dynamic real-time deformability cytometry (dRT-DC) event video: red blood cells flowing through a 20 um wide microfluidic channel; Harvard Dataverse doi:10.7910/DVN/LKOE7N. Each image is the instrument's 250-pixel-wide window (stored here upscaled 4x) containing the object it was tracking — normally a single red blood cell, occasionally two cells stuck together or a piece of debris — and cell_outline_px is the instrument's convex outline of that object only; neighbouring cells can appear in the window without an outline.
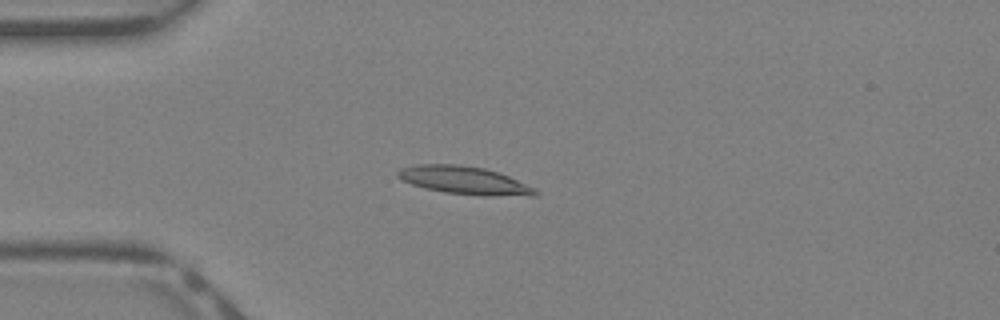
{"species": "Egyptian fruit bat (a non-hibernating species)", "species_latin": "Rousettus aegyptiacus", "temperature_condition": "warm", "stored_images_in_passage": 34, "camera_frame_rate_fps": 3000, "um_per_image_px": 0.085, "animal": {"sex": "female"}, "frame": {"image": 1, "passage_image": 7, "time_ms": 2.0, "image_size_px": [1000, 320], "cell_outline_px": [[540, 192], [536, 196], [484, 196], [444, 192], [424, 188], [412, 184], [396, 176], [396, 172], [400, 168], [416, 164], [456, 164], [484, 168], [500, 172], [536, 188]], "centroid_in_image_um": [39.51, 15.33], "position_along_channel_um": 45.5, "area_um2": 22.66}}
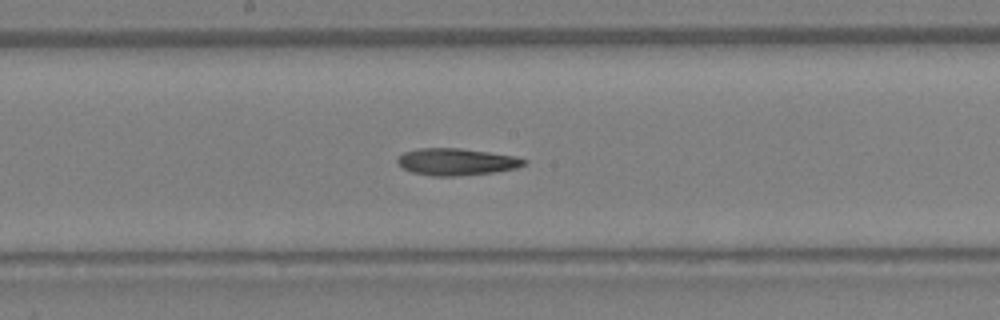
{"frame": {"image": 2, "passage_image": 18, "time_ms": 5.667, "image_size_px": [1000, 320], "cell_outline_px": [[528, 164], [516, 168], [496, 172], [456, 176], [432, 176], [412, 172], [404, 168], [396, 160], [404, 152], [420, 148], [460, 148], [516, 156], [528, 160]], "centroid_in_image_um": [38.85, 13.75], "position_along_channel_um": 209.3, "area_um2": 19.88}}
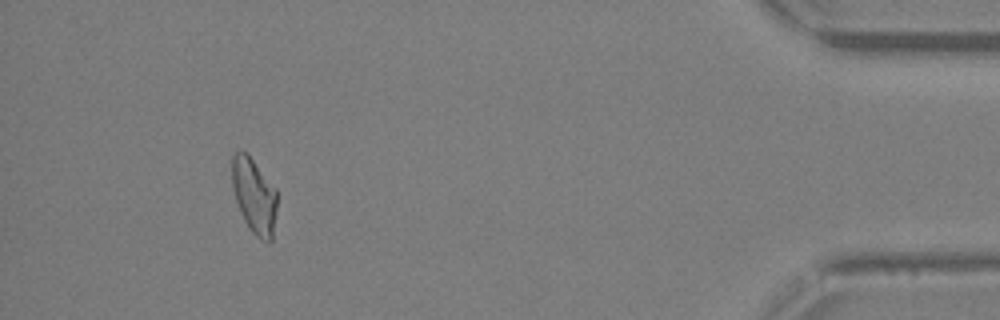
{"frame": {"image": 3, "passage_image": 34, "time_ms": 11.0, "image_size_px": [1000, 320], "cell_outline_px": [[276, 208], [272, 240], [260, 240], [248, 228], [240, 212], [232, 188], [232, 152], [240, 148], [248, 152], [276, 188]], "centroid_in_image_um": [21.58, 16.56], "position_along_channel_um": 413.6, "area_um2": 20.11}}